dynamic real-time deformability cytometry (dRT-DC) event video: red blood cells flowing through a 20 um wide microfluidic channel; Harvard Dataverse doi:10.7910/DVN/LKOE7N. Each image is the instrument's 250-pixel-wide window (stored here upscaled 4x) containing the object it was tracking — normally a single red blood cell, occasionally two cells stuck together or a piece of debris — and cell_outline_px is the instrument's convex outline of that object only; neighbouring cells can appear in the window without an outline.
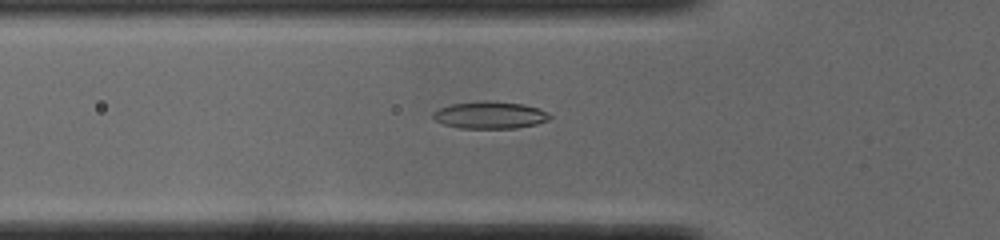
{"species": "common noctule bat (a hibernating species)", "species_latin": "Nyctalus noctula", "temperature_condition": "cold", "stored_images_in_passage": 46, "camera_frame_rate_fps": 3000, "um_per_image_px": 0.085, "animal": {"sex": "male", "body_mass_g": 19.0, "forearm_length_mm": 50.8}, "frame": {"image": 1, "passage_image": 12, "time_ms": 3.667, "image_size_px": [1000, 240], "cell_outline_px": [[552, 116], [548, 120], [536, 124], [516, 128], [460, 128], [444, 124], [436, 120], [432, 116], [432, 112], [440, 108], [452, 104], [484, 100], [488, 100], [524, 104], [540, 108], [548, 112]], "centroid_in_image_um": [41.68, 9.77], "position_along_channel_um": 84.1, "area_um2": 18.55}}
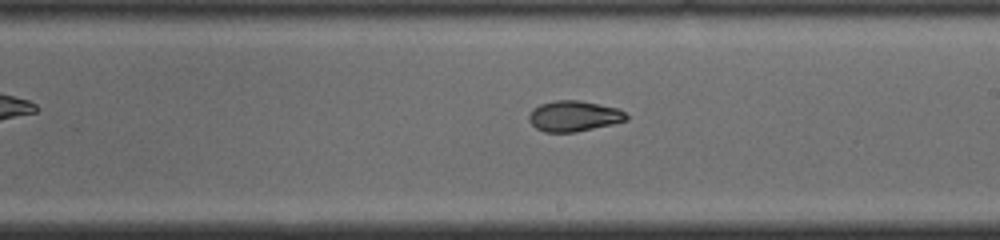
{"frame": {"image": 2, "passage_image": 24, "time_ms": 7.667, "image_size_px": [1000, 240], "cell_outline_px": [[628, 120], [612, 124], [576, 132], [544, 132], [536, 128], [528, 120], [528, 116], [532, 108], [540, 104], [556, 100], [580, 100], [616, 108], [624, 112], [628, 116]], "centroid_in_image_um": [48.75, 9.87], "position_along_channel_um": 240.3, "area_um2": 17.4}}
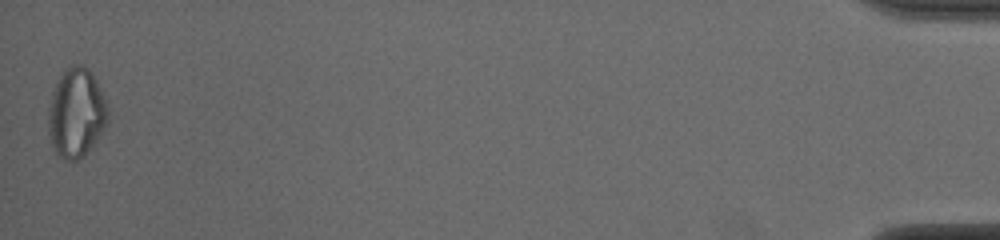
{"frame": {"image": 3, "passage_image": 46, "time_ms": 15.0, "image_size_px": [1000, 240], "cell_outline_px": [[108, 120], [104, 128], [92, 148], [76, 160], [64, 160], [56, 152], [52, 144], [48, 132], [48, 108], [52, 92], [56, 80], [72, 64], [84, 64], [92, 72], [108, 104]], "centroid_in_image_um": [6.49, 9.57], "position_along_channel_um": 428.7, "area_um2": 31.15}, "authors_computed_cell_mechanics": {"area_um2": 18.2648, "velocity_mm_per_s": 3.9049, "shape_relaxation_time_tau1_ms": 11.051, "shape_relaxation_time_tau2_ms": 3.0267, "deformation_change_tau1": 0.2566, "deformation_change_tau2": 0.0754}}